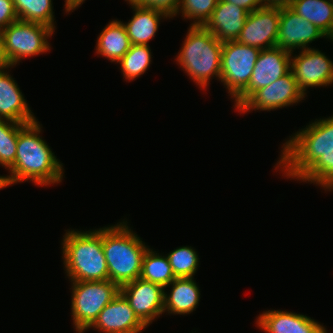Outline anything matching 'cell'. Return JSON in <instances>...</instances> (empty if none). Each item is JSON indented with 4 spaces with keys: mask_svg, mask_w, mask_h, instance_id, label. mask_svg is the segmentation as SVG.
Here are the masks:
<instances>
[{
    "mask_svg": "<svg viewBox=\"0 0 333 333\" xmlns=\"http://www.w3.org/2000/svg\"><path fill=\"white\" fill-rule=\"evenodd\" d=\"M279 20L280 7L256 9L249 13L236 41L260 50L275 47Z\"/></svg>",
    "mask_w": 333,
    "mask_h": 333,
    "instance_id": "obj_12",
    "label": "cell"
},
{
    "mask_svg": "<svg viewBox=\"0 0 333 333\" xmlns=\"http://www.w3.org/2000/svg\"><path fill=\"white\" fill-rule=\"evenodd\" d=\"M126 222L102 228V246L109 280L119 287L140 278L145 243L133 233Z\"/></svg>",
    "mask_w": 333,
    "mask_h": 333,
    "instance_id": "obj_3",
    "label": "cell"
},
{
    "mask_svg": "<svg viewBox=\"0 0 333 333\" xmlns=\"http://www.w3.org/2000/svg\"><path fill=\"white\" fill-rule=\"evenodd\" d=\"M223 1L231 2L232 4L237 5L238 7L244 8L249 13L263 7L260 0H223Z\"/></svg>",
    "mask_w": 333,
    "mask_h": 333,
    "instance_id": "obj_32",
    "label": "cell"
},
{
    "mask_svg": "<svg viewBox=\"0 0 333 333\" xmlns=\"http://www.w3.org/2000/svg\"><path fill=\"white\" fill-rule=\"evenodd\" d=\"M18 123L0 119V164L7 169L14 165L17 152Z\"/></svg>",
    "mask_w": 333,
    "mask_h": 333,
    "instance_id": "obj_26",
    "label": "cell"
},
{
    "mask_svg": "<svg viewBox=\"0 0 333 333\" xmlns=\"http://www.w3.org/2000/svg\"><path fill=\"white\" fill-rule=\"evenodd\" d=\"M5 52L12 66L29 56L50 50L47 39L54 29L39 23L18 20L2 29Z\"/></svg>",
    "mask_w": 333,
    "mask_h": 333,
    "instance_id": "obj_8",
    "label": "cell"
},
{
    "mask_svg": "<svg viewBox=\"0 0 333 333\" xmlns=\"http://www.w3.org/2000/svg\"><path fill=\"white\" fill-rule=\"evenodd\" d=\"M130 5L151 8L166 14L169 18L176 16L181 0H125Z\"/></svg>",
    "mask_w": 333,
    "mask_h": 333,
    "instance_id": "obj_30",
    "label": "cell"
},
{
    "mask_svg": "<svg viewBox=\"0 0 333 333\" xmlns=\"http://www.w3.org/2000/svg\"><path fill=\"white\" fill-rule=\"evenodd\" d=\"M131 6L135 13L128 23H123L131 45H148V41L156 34L160 18L168 16L151 8Z\"/></svg>",
    "mask_w": 333,
    "mask_h": 333,
    "instance_id": "obj_20",
    "label": "cell"
},
{
    "mask_svg": "<svg viewBox=\"0 0 333 333\" xmlns=\"http://www.w3.org/2000/svg\"><path fill=\"white\" fill-rule=\"evenodd\" d=\"M85 0H66L65 10L66 13L75 10L79 5H81Z\"/></svg>",
    "mask_w": 333,
    "mask_h": 333,
    "instance_id": "obj_35",
    "label": "cell"
},
{
    "mask_svg": "<svg viewBox=\"0 0 333 333\" xmlns=\"http://www.w3.org/2000/svg\"><path fill=\"white\" fill-rule=\"evenodd\" d=\"M131 47L125 26L121 21L113 20L100 33L96 52L101 56L118 63Z\"/></svg>",
    "mask_w": 333,
    "mask_h": 333,
    "instance_id": "obj_21",
    "label": "cell"
},
{
    "mask_svg": "<svg viewBox=\"0 0 333 333\" xmlns=\"http://www.w3.org/2000/svg\"><path fill=\"white\" fill-rule=\"evenodd\" d=\"M322 37L327 38L315 25L299 16L290 7L280 8L277 47L292 53L296 48L308 49L309 43Z\"/></svg>",
    "mask_w": 333,
    "mask_h": 333,
    "instance_id": "obj_14",
    "label": "cell"
},
{
    "mask_svg": "<svg viewBox=\"0 0 333 333\" xmlns=\"http://www.w3.org/2000/svg\"><path fill=\"white\" fill-rule=\"evenodd\" d=\"M194 278H175L169 285L170 294L164 293V312L170 314H189L196 309L200 291Z\"/></svg>",
    "mask_w": 333,
    "mask_h": 333,
    "instance_id": "obj_19",
    "label": "cell"
},
{
    "mask_svg": "<svg viewBox=\"0 0 333 333\" xmlns=\"http://www.w3.org/2000/svg\"><path fill=\"white\" fill-rule=\"evenodd\" d=\"M175 278H191L199 265L197 252L192 247L184 246L167 255Z\"/></svg>",
    "mask_w": 333,
    "mask_h": 333,
    "instance_id": "obj_27",
    "label": "cell"
},
{
    "mask_svg": "<svg viewBox=\"0 0 333 333\" xmlns=\"http://www.w3.org/2000/svg\"><path fill=\"white\" fill-rule=\"evenodd\" d=\"M257 318V326L267 333H327L323 325L302 314L268 310Z\"/></svg>",
    "mask_w": 333,
    "mask_h": 333,
    "instance_id": "obj_17",
    "label": "cell"
},
{
    "mask_svg": "<svg viewBox=\"0 0 333 333\" xmlns=\"http://www.w3.org/2000/svg\"><path fill=\"white\" fill-rule=\"evenodd\" d=\"M0 69V119L27 124L36 121L17 83Z\"/></svg>",
    "mask_w": 333,
    "mask_h": 333,
    "instance_id": "obj_18",
    "label": "cell"
},
{
    "mask_svg": "<svg viewBox=\"0 0 333 333\" xmlns=\"http://www.w3.org/2000/svg\"><path fill=\"white\" fill-rule=\"evenodd\" d=\"M291 71L304 95L308 87L327 86L333 83V62L314 48L304 49L299 55L291 57Z\"/></svg>",
    "mask_w": 333,
    "mask_h": 333,
    "instance_id": "obj_13",
    "label": "cell"
},
{
    "mask_svg": "<svg viewBox=\"0 0 333 333\" xmlns=\"http://www.w3.org/2000/svg\"><path fill=\"white\" fill-rule=\"evenodd\" d=\"M298 180L333 189V153L321 156Z\"/></svg>",
    "mask_w": 333,
    "mask_h": 333,
    "instance_id": "obj_28",
    "label": "cell"
},
{
    "mask_svg": "<svg viewBox=\"0 0 333 333\" xmlns=\"http://www.w3.org/2000/svg\"><path fill=\"white\" fill-rule=\"evenodd\" d=\"M289 7L333 41V4L331 0H294Z\"/></svg>",
    "mask_w": 333,
    "mask_h": 333,
    "instance_id": "obj_22",
    "label": "cell"
},
{
    "mask_svg": "<svg viewBox=\"0 0 333 333\" xmlns=\"http://www.w3.org/2000/svg\"><path fill=\"white\" fill-rule=\"evenodd\" d=\"M140 278L166 288L174 279L167 256L159 255L147 249L143 261Z\"/></svg>",
    "mask_w": 333,
    "mask_h": 333,
    "instance_id": "obj_23",
    "label": "cell"
},
{
    "mask_svg": "<svg viewBox=\"0 0 333 333\" xmlns=\"http://www.w3.org/2000/svg\"><path fill=\"white\" fill-rule=\"evenodd\" d=\"M282 147L276 169L298 180L321 156L333 153V115L312 122Z\"/></svg>",
    "mask_w": 333,
    "mask_h": 333,
    "instance_id": "obj_2",
    "label": "cell"
},
{
    "mask_svg": "<svg viewBox=\"0 0 333 333\" xmlns=\"http://www.w3.org/2000/svg\"><path fill=\"white\" fill-rule=\"evenodd\" d=\"M151 57L149 45H131L118 62L124 78L130 81L144 74L151 64Z\"/></svg>",
    "mask_w": 333,
    "mask_h": 333,
    "instance_id": "obj_25",
    "label": "cell"
},
{
    "mask_svg": "<svg viewBox=\"0 0 333 333\" xmlns=\"http://www.w3.org/2000/svg\"><path fill=\"white\" fill-rule=\"evenodd\" d=\"M18 16L12 0H0V29L18 21Z\"/></svg>",
    "mask_w": 333,
    "mask_h": 333,
    "instance_id": "obj_31",
    "label": "cell"
},
{
    "mask_svg": "<svg viewBox=\"0 0 333 333\" xmlns=\"http://www.w3.org/2000/svg\"><path fill=\"white\" fill-rule=\"evenodd\" d=\"M219 0H181L178 10L184 18L193 19L191 26H203L210 18ZM196 19V20H195Z\"/></svg>",
    "mask_w": 333,
    "mask_h": 333,
    "instance_id": "obj_29",
    "label": "cell"
},
{
    "mask_svg": "<svg viewBox=\"0 0 333 333\" xmlns=\"http://www.w3.org/2000/svg\"><path fill=\"white\" fill-rule=\"evenodd\" d=\"M103 333H140L147 326L131 309L128 301L119 294L99 313L89 328Z\"/></svg>",
    "mask_w": 333,
    "mask_h": 333,
    "instance_id": "obj_15",
    "label": "cell"
},
{
    "mask_svg": "<svg viewBox=\"0 0 333 333\" xmlns=\"http://www.w3.org/2000/svg\"><path fill=\"white\" fill-rule=\"evenodd\" d=\"M71 282L73 324L76 332L84 333L103 308L119 294L120 287L111 280Z\"/></svg>",
    "mask_w": 333,
    "mask_h": 333,
    "instance_id": "obj_6",
    "label": "cell"
},
{
    "mask_svg": "<svg viewBox=\"0 0 333 333\" xmlns=\"http://www.w3.org/2000/svg\"><path fill=\"white\" fill-rule=\"evenodd\" d=\"M7 187L5 176H0V189Z\"/></svg>",
    "mask_w": 333,
    "mask_h": 333,
    "instance_id": "obj_36",
    "label": "cell"
},
{
    "mask_svg": "<svg viewBox=\"0 0 333 333\" xmlns=\"http://www.w3.org/2000/svg\"><path fill=\"white\" fill-rule=\"evenodd\" d=\"M182 46L176 61L197 85L204 90L212 76L220 79L223 42L203 26H190Z\"/></svg>",
    "mask_w": 333,
    "mask_h": 333,
    "instance_id": "obj_5",
    "label": "cell"
},
{
    "mask_svg": "<svg viewBox=\"0 0 333 333\" xmlns=\"http://www.w3.org/2000/svg\"><path fill=\"white\" fill-rule=\"evenodd\" d=\"M305 96L298 88L293 72L290 70L283 77L270 85L257 90L239 109L245 113L250 110L271 111L300 102Z\"/></svg>",
    "mask_w": 333,
    "mask_h": 333,
    "instance_id": "obj_10",
    "label": "cell"
},
{
    "mask_svg": "<svg viewBox=\"0 0 333 333\" xmlns=\"http://www.w3.org/2000/svg\"><path fill=\"white\" fill-rule=\"evenodd\" d=\"M294 0H260L265 7H289Z\"/></svg>",
    "mask_w": 333,
    "mask_h": 333,
    "instance_id": "obj_34",
    "label": "cell"
},
{
    "mask_svg": "<svg viewBox=\"0 0 333 333\" xmlns=\"http://www.w3.org/2000/svg\"><path fill=\"white\" fill-rule=\"evenodd\" d=\"M12 1L19 20L43 24L52 29L55 28L52 0Z\"/></svg>",
    "mask_w": 333,
    "mask_h": 333,
    "instance_id": "obj_24",
    "label": "cell"
},
{
    "mask_svg": "<svg viewBox=\"0 0 333 333\" xmlns=\"http://www.w3.org/2000/svg\"><path fill=\"white\" fill-rule=\"evenodd\" d=\"M120 293L147 327L164 312L165 289L158 284L137 278L120 286Z\"/></svg>",
    "mask_w": 333,
    "mask_h": 333,
    "instance_id": "obj_11",
    "label": "cell"
},
{
    "mask_svg": "<svg viewBox=\"0 0 333 333\" xmlns=\"http://www.w3.org/2000/svg\"><path fill=\"white\" fill-rule=\"evenodd\" d=\"M12 67L9 58L5 52L4 37L2 29H0V69H7Z\"/></svg>",
    "mask_w": 333,
    "mask_h": 333,
    "instance_id": "obj_33",
    "label": "cell"
},
{
    "mask_svg": "<svg viewBox=\"0 0 333 333\" xmlns=\"http://www.w3.org/2000/svg\"><path fill=\"white\" fill-rule=\"evenodd\" d=\"M249 15L244 8L219 0L203 27L221 42L235 41Z\"/></svg>",
    "mask_w": 333,
    "mask_h": 333,
    "instance_id": "obj_16",
    "label": "cell"
},
{
    "mask_svg": "<svg viewBox=\"0 0 333 333\" xmlns=\"http://www.w3.org/2000/svg\"><path fill=\"white\" fill-rule=\"evenodd\" d=\"M280 47L260 51L247 88L235 99L237 110L259 89L270 85L291 70V55Z\"/></svg>",
    "mask_w": 333,
    "mask_h": 333,
    "instance_id": "obj_9",
    "label": "cell"
},
{
    "mask_svg": "<svg viewBox=\"0 0 333 333\" xmlns=\"http://www.w3.org/2000/svg\"><path fill=\"white\" fill-rule=\"evenodd\" d=\"M260 51L236 40L223 42L220 80L231 97L236 99L247 88Z\"/></svg>",
    "mask_w": 333,
    "mask_h": 333,
    "instance_id": "obj_7",
    "label": "cell"
},
{
    "mask_svg": "<svg viewBox=\"0 0 333 333\" xmlns=\"http://www.w3.org/2000/svg\"><path fill=\"white\" fill-rule=\"evenodd\" d=\"M63 237V264L71 281L109 280L102 228L85 232L71 230Z\"/></svg>",
    "mask_w": 333,
    "mask_h": 333,
    "instance_id": "obj_4",
    "label": "cell"
},
{
    "mask_svg": "<svg viewBox=\"0 0 333 333\" xmlns=\"http://www.w3.org/2000/svg\"><path fill=\"white\" fill-rule=\"evenodd\" d=\"M38 123H18L16 159L9 169L11 175L5 176L7 186L26 180L40 186L62 182L63 165L40 137Z\"/></svg>",
    "mask_w": 333,
    "mask_h": 333,
    "instance_id": "obj_1",
    "label": "cell"
}]
</instances>
